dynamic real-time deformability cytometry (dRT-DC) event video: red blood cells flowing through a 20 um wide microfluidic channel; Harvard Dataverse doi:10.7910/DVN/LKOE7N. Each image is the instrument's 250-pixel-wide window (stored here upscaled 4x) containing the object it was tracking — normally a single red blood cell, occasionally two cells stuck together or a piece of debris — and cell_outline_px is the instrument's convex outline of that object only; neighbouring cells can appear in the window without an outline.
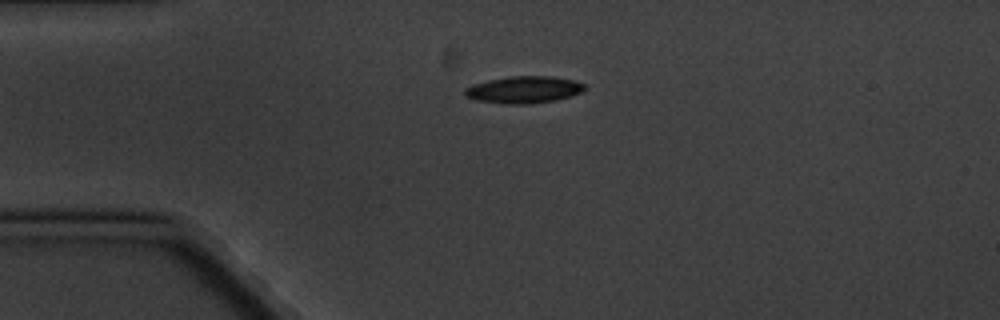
{"species": "common noctule bat (a hibernating species)", "species_latin": "Nyctalus noctula", "temperature_condition": "cold", "stored_images_in_passage": 2, "camera_frame_rate_fps": 3000, "um_per_image_px": 0.085, "animal": {"sex": "male", "body_mass_g": 20.1, "forearm_length_mm": 53.5}, "frame": {"image": 1, "passage_image": 1, "time_ms": 0.0, "image_size_px": [1000, 320], "cell_outline_px": [[588, 88], [572, 96], [556, 100], [528, 104], [504, 104], [476, 100], [464, 96], [464, 88], [472, 84], [488, 80], [508, 76], [552, 76], [576, 80], [588, 84]], "centroid_in_image_um": [44.56, 7.62], "position_along_channel_um": 40.4, "area_um2": 19.25}}